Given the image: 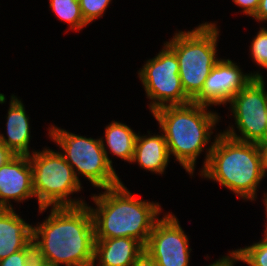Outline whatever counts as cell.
I'll return each instance as SVG.
<instances>
[{"instance_id": "1", "label": "cell", "mask_w": 267, "mask_h": 266, "mask_svg": "<svg viewBox=\"0 0 267 266\" xmlns=\"http://www.w3.org/2000/svg\"><path fill=\"white\" fill-rule=\"evenodd\" d=\"M33 227L35 256L43 266H93L95 233L87 204L51 207Z\"/></svg>"}, {"instance_id": "2", "label": "cell", "mask_w": 267, "mask_h": 266, "mask_svg": "<svg viewBox=\"0 0 267 266\" xmlns=\"http://www.w3.org/2000/svg\"><path fill=\"white\" fill-rule=\"evenodd\" d=\"M93 194L96 209L89 206L93 217L95 239L128 237L147 244L155 222L159 219L161 206L138 199L124 186L103 189Z\"/></svg>"}, {"instance_id": "3", "label": "cell", "mask_w": 267, "mask_h": 266, "mask_svg": "<svg viewBox=\"0 0 267 266\" xmlns=\"http://www.w3.org/2000/svg\"><path fill=\"white\" fill-rule=\"evenodd\" d=\"M208 107L191 102L161 107L152 113L164 134L169 155L175 156L190 175H193L196 160L206 146L202 169L205 167L214 143L211 142L207 148L213 134L212 129L221 118L218 113L209 111Z\"/></svg>"}, {"instance_id": "4", "label": "cell", "mask_w": 267, "mask_h": 266, "mask_svg": "<svg viewBox=\"0 0 267 266\" xmlns=\"http://www.w3.org/2000/svg\"><path fill=\"white\" fill-rule=\"evenodd\" d=\"M201 176L214 180L245 200L254 201L264 177L258 144L217 133Z\"/></svg>"}, {"instance_id": "5", "label": "cell", "mask_w": 267, "mask_h": 266, "mask_svg": "<svg viewBox=\"0 0 267 266\" xmlns=\"http://www.w3.org/2000/svg\"><path fill=\"white\" fill-rule=\"evenodd\" d=\"M215 23H202L191 31H179L165 44L176 54L179 76L186 96L193 101L202 91L216 56L219 28Z\"/></svg>"}, {"instance_id": "6", "label": "cell", "mask_w": 267, "mask_h": 266, "mask_svg": "<svg viewBox=\"0 0 267 266\" xmlns=\"http://www.w3.org/2000/svg\"><path fill=\"white\" fill-rule=\"evenodd\" d=\"M31 152L29 160L32 167L33 190L38 199L40 213L45 212L50 206L87 204L83 200L71 198L70 195L81 191V182L60 152L50 148Z\"/></svg>"}, {"instance_id": "7", "label": "cell", "mask_w": 267, "mask_h": 266, "mask_svg": "<svg viewBox=\"0 0 267 266\" xmlns=\"http://www.w3.org/2000/svg\"><path fill=\"white\" fill-rule=\"evenodd\" d=\"M49 137L60 147V153L73 168L78 180V175L81 174L92 186L102 189L122 183L106 158L101 138L76 135L54 125L49 129Z\"/></svg>"}, {"instance_id": "8", "label": "cell", "mask_w": 267, "mask_h": 266, "mask_svg": "<svg viewBox=\"0 0 267 266\" xmlns=\"http://www.w3.org/2000/svg\"><path fill=\"white\" fill-rule=\"evenodd\" d=\"M140 69L138 75L147 98L151 100V113L161 107L192 102L181 83L178 58L165 43L164 48Z\"/></svg>"}, {"instance_id": "9", "label": "cell", "mask_w": 267, "mask_h": 266, "mask_svg": "<svg viewBox=\"0 0 267 266\" xmlns=\"http://www.w3.org/2000/svg\"><path fill=\"white\" fill-rule=\"evenodd\" d=\"M262 74L242 88L229 101L235 125L223 133L235 140L259 144L267 139V91Z\"/></svg>"}, {"instance_id": "10", "label": "cell", "mask_w": 267, "mask_h": 266, "mask_svg": "<svg viewBox=\"0 0 267 266\" xmlns=\"http://www.w3.org/2000/svg\"><path fill=\"white\" fill-rule=\"evenodd\" d=\"M188 239L177 217L166 213L155 222L144 250L158 266H189L192 250Z\"/></svg>"}, {"instance_id": "11", "label": "cell", "mask_w": 267, "mask_h": 266, "mask_svg": "<svg viewBox=\"0 0 267 266\" xmlns=\"http://www.w3.org/2000/svg\"><path fill=\"white\" fill-rule=\"evenodd\" d=\"M261 73H244L241 68L230 59H221L212 68L206 78L201 93L192 101L197 104L214 106L227 105L253 77Z\"/></svg>"}, {"instance_id": "12", "label": "cell", "mask_w": 267, "mask_h": 266, "mask_svg": "<svg viewBox=\"0 0 267 266\" xmlns=\"http://www.w3.org/2000/svg\"><path fill=\"white\" fill-rule=\"evenodd\" d=\"M35 197L29 155H15L0 167V209H13L10 200Z\"/></svg>"}, {"instance_id": "13", "label": "cell", "mask_w": 267, "mask_h": 266, "mask_svg": "<svg viewBox=\"0 0 267 266\" xmlns=\"http://www.w3.org/2000/svg\"><path fill=\"white\" fill-rule=\"evenodd\" d=\"M143 251L144 245L134 238L95 239L93 266H131Z\"/></svg>"}, {"instance_id": "14", "label": "cell", "mask_w": 267, "mask_h": 266, "mask_svg": "<svg viewBox=\"0 0 267 266\" xmlns=\"http://www.w3.org/2000/svg\"><path fill=\"white\" fill-rule=\"evenodd\" d=\"M33 240V226L14 209H0V260L26 248Z\"/></svg>"}, {"instance_id": "15", "label": "cell", "mask_w": 267, "mask_h": 266, "mask_svg": "<svg viewBox=\"0 0 267 266\" xmlns=\"http://www.w3.org/2000/svg\"><path fill=\"white\" fill-rule=\"evenodd\" d=\"M7 113L6 133L7 138L0 134V142L10 149L15 155H31L29 151L30 125L29 116L26 114L21 99L12 95Z\"/></svg>"}, {"instance_id": "16", "label": "cell", "mask_w": 267, "mask_h": 266, "mask_svg": "<svg viewBox=\"0 0 267 266\" xmlns=\"http://www.w3.org/2000/svg\"><path fill=\"white\" fill-rule=\"evenodd\" d=\"M160 132V135L153 136L150 135V131L147 136H140L138 132L131 164L136 162L145 170L159 175L164 174L170 162V155L164 134L161 130Z\"/></svg>"}, {"instance_id": "17", "label": "cell", "mask_w": 267, "mask_h": 266, "mask_svg": "<svg viewBox=\"0 0 267 266\" xmlns=\"http://www.w3.org/2000/svg\"><path fill=\"white\" fill-rule=\"evenodd\" d=\"M105 140L101 138L103 149L109 164L112 165V160L108 157L107 148L114 156L121 158L124 161L132 162L134 156L135 142L137 133L128 125L119 121H112L105 128ZM107 147H105V142Z\"/></svg>"}, {"instance_id": "18", "label": "cell", "mask_w": 267, "mask_h": 266, "mask_svg": "<svg viewBox=\"0 0 267 266\" xmlns=\"http://www.w3.org/2000/svg\"><path fill=\"white\" fill-rule=\"evenodd\" d=\"M49 7L59 20L70 25L71 30H81L88 24L85 22L79 0H49Z\"/></svg>"}, {"instance_id": "19", "label": "cell", "mask_w": 267, "mask_h": 266, "mask_svg": "<svg viewBox=\"0 0 267 266\" xmlns=\"http://www.w3.org/2000/svg\"><path fill=\"white\" fill-rule=\"evenodd\" d=\"M238 261L249 266H267V241L260 240L245 248L236 249Z\"/></svg>"}, {"instance_id": "20", "label": "cell", "mask_w": 267, "mask_h": 266, "mask_svg": "<svg viewBox=\"0 0 267 266\" xmlns=\"http://www.w3.org/2000/svg\"><path fill=\"white\" fill-rule=\"evenodd\" d=\"M35 256L33 241L24 249L19 250L5 259L0 260V266H39Z\"/></svg>"}, {"instance_id": "21", "label": "cell", "mask_w": 267, "mask_h": 266, "mask_svg": "<svg viewBox=\"0 0 267 266\" xmlns=\"http://www.w3.org/2000/svg\"><path fill=\"white\" fill-rule=\"evenodd\" d=\"M250 55L255 63L267 69V29L262 27L251 41Z\"/></svg>"}, {"instance_id": "22", "label": "cell", "mask_w": 267, "mask_h": 266, "mask_svg": "<svg viewBox=\"0 0 267 266\" xmlns=\"http://www.w3.org/2000/svg\"><path fill=\"white\" fill-rule=\"evenodd\" d=\"M112 0H79L82 16L87 24L101 18Z\"/></svg>"}, {"instance_id": "23", "label": "cell", "mask_w": 267, "mask_h": 266, "mask_svg": "<svg viewBox=\"0 0 267 266\" xmlns=\"http://www.w3.org/2000/svg\"><path fill=\"white\" fill-rule=\"evenodd\" d=\"M235 5L242 9V12L250 17H253L258 10L260 0H232Z\"/></svg>"}, {"instance_id": "24", "label": "cell", "mask_w": 267, "mask_h": 266, "mask_svg": "<svg viewBox=\"0 0 267 266\" xmlns=\"http://www.w3.org/2000/svg\"><path fill=\"white\" fill-rule=\"evenodd\" d=\"M228 256H224L212 264L208 266H234L236 262H238V256L236 250H232L227 254Z\"/></svg>"}, {"instance_id": "25", "label": "cell", "mask_w": 267, "mask_h": 266, "mask_svg": "<svg viewBox=\"0 0 267 266\" xmlns=\"http://www.w3.org/2000/svg\"><path fill=\"white\" fill-rule=\"evenodd\" d=\"M131 266H158L156 261L144 250Z\"/></svg>"}, {"instance_id": "26", "label": "cell", "mask_w": 267, "mask_h": 266, "mask_svg": "<svg viewBox=\"0 0 267 266\" xmlns=\"http://www.w3.org/2000/svg\"><path fill=\"white\" fill-rule=\"evenodd\" d=\"M253 19L259 22L267 21V0H260L258 10L253 16Z\"/></svg>"}, {"instance_id": "27", "label": "cell", "mask_w": 267, "mask_h": 266, "mask_svg": "<svg viewBox=\"0 0 267 266\" xmlns=\"http://www.w3.org/2000/svg\"><path fill=\"white\" fill-rule=\"evenodd\" d=\"M258 147L261 155L263 173L267 176V139L260 142Z\"/></svg>"}, {"instance_id": "28", "label": "cell", "mask_w": 267, "mask_h": 266, "mask_svg": "<svg viewBox=\"0 0 267 266\" xmlns=\"http://www.w3.org/2000/svg\"><path fill=\"white\" fill-rule=\"evenodd\" d=\"M15 154L0 142V167L11 160Z\"/></svg>"}, {"instance_id": "29", "label": "cell", "mask_w": 267, "mask_h": 266, "mask_svg": "<svg viewBox=\"0 0 267 266\" xmlns=\"http://www.w3.org/2000/svg\"><path fill=\"white\" fill-rule=\"evenodd\" d=\"M263 201L265 202V211H266V218H267V193H264V199ZM267 222V221H266ZM265 230H264V238H262L261 240L267 241V223L265 224Z\"/></svg>"}]
</instances>
